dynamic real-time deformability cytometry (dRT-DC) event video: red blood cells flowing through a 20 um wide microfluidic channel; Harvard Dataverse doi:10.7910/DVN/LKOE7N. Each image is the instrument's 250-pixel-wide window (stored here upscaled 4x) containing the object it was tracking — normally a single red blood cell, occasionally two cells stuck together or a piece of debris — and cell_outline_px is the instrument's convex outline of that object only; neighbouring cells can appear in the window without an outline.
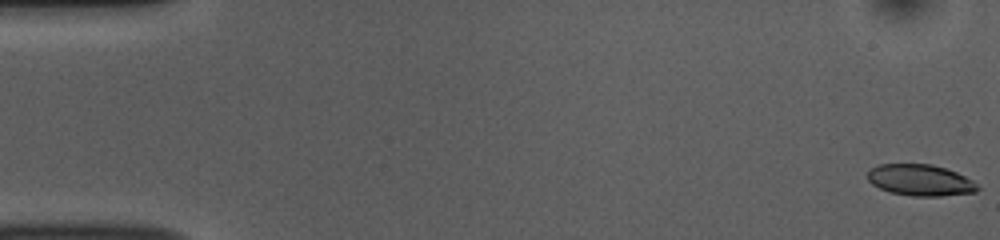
{"species": "common noctule bat (a hibernating species)", "species_latin": "Nyctalus noctula", "temperature_condition": "room temperature", "stored_images_in_passage": 53, "camera_frame_rate_fps": 3000, "um_per_image_px": 0.085, "animal": {"sex": "female", "body_mass_g": 10.0, "forearm_length_mm": 53.1}, "frame": {"image": 1, "passage_image": 1, "time_ms": 0.0, "image_size_px": [1000, 240], "cell_outline_px": [[980, 188], [976, 192], [940, 196], [912, 196], [888, 192], [872, 184], [868, 180], [868, 172], [872, 168], [880, 164], [932, 164], [956, 172], [972, 180]], "centroid_in_image_um": [78.22, 15.32], "position_along_channel_um": 6.8, "area_um2": 20.0}}
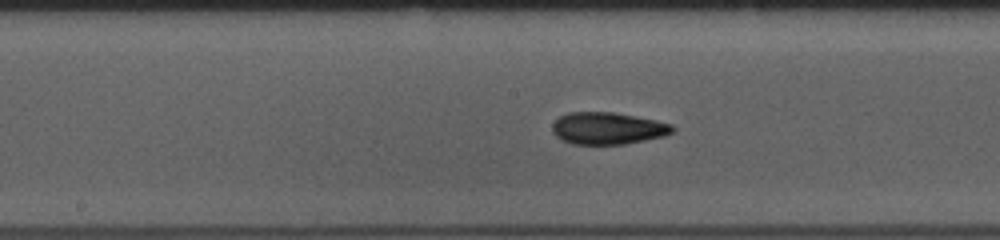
{"frame": {"image": 2, "passage_image": 27, "time_ms": 8.667, "image_size_px": [1000, 240], "cell_outline_px": [[676, 128], [672, 132], [664, 136], [624, 144], [572, 144], [560, 140], [552, 132], [552, 124], [560, 116], [568, 112], [612, 112], [656, 120], [672, 124]], "centroid_in_image_um": [51.64, 10.91], "position_along_channel_um": 196.6, "area_um2": 22.48}}
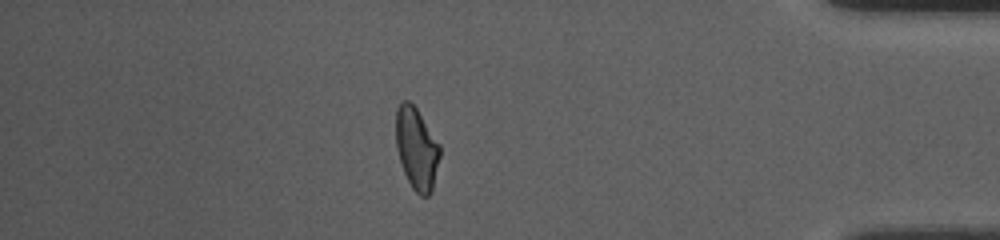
{"frame": {"image": 3, "passage_image": 46, "time_ms": 15.0, "image_size_px": [1000, 240], "cell_outline_px": [[440, 156], [432, 192], [428, 196], [420, 196], [412, 188], [404, 172], [396, 148], [396, 108], [400, 100], [408, 100], [416, 108], [440, 144]], "centroid_in_image_um": [35.41, 12.62], "position_along_channel_um": 399.8, "area_um2": 21.1}, "authors_computed_cell_mechanics": {"area_um2": 21.2126, "velocity_mm_per_s": 3.8058, "shape_relaxation_time_tau1_ms": 5.8558, "shape_relaxation_time_tau2_ms": 2.5569, "deformation_change_tau1": 0.1634, "deformation_change_tau2": 0.0877}}